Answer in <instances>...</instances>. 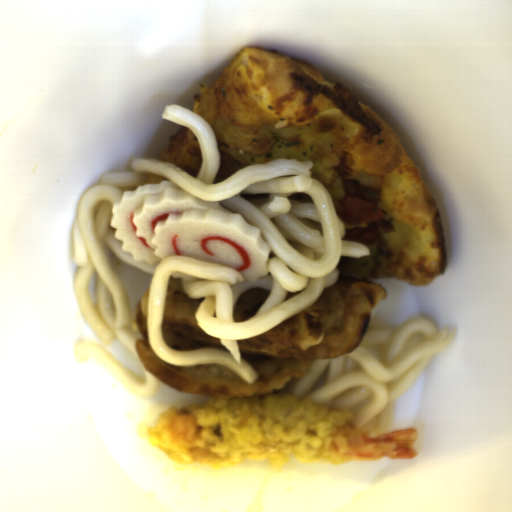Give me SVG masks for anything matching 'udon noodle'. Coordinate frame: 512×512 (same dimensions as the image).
Returning <instances> with one entry per match:
<instances>
[{"label":"udon noodle","instance_id":"udon-noodle-1","mask_svg":"<svg viewBox=\"0 0 512 512\" xmlns=\"http://www.w3.org/2000/svg\"><path fill=\"white\" fill-rule=\"evenodd\" d=\"M161 117L190 129L201 150V167L193 177L173 163L154 158H131V171L104 172L89 186L77 206L73 221L72 258L79 267L74 275L76 304L89 327L105 344L120 340L144 368L142 381L106 348L91 341L75 343L81 362L100 356L113 373L137 396L151 397L160 382L138 357L137 340L125 288L113 270L107 249L115 258L152 275L147 302V334L155 355L179 367L210 364L225 366L248 383L259 373L241 356L238 340L258 336L313 305L320 294L339 279L341 257H366V245L345 238L330 191L312 177L313 162L279 158L254 163L214 182L221 165L214 129L187 108L165 104ZM168 180L206 201L239 213L258 226L270 244L267 276L246 281L236 270L187 255H169L157 266L135 262L114 236L110 215L126 190ZM179 278L190 299L203 298L195 321L207 335L217 336L224 348L177 351L161 336L163 302L169 277ZM265 287L270 297L251 318L235 323L232 310L246 290Z\"/></svg>","mask_w":512,"mask_h":512},{"label":"udon noodle","instance_id":"udon-noodle-2","mask_svg":"<svg viewBox=\"0 0 512 512\" xmlns=\"http://www.w3.org/2000/svg\"><path fill=\"white\" fill-rule=\"evenodd\" d=\"M425 318L388 326L372 310L362 341L350 353L312 359L301 377H291L273 394H290L327 409H347L358 425L375 434L388 433L393 402L418 380L432 357L455 339Z\"/></svg>","mask_w":512,"mask_h":512}]
</instances>
